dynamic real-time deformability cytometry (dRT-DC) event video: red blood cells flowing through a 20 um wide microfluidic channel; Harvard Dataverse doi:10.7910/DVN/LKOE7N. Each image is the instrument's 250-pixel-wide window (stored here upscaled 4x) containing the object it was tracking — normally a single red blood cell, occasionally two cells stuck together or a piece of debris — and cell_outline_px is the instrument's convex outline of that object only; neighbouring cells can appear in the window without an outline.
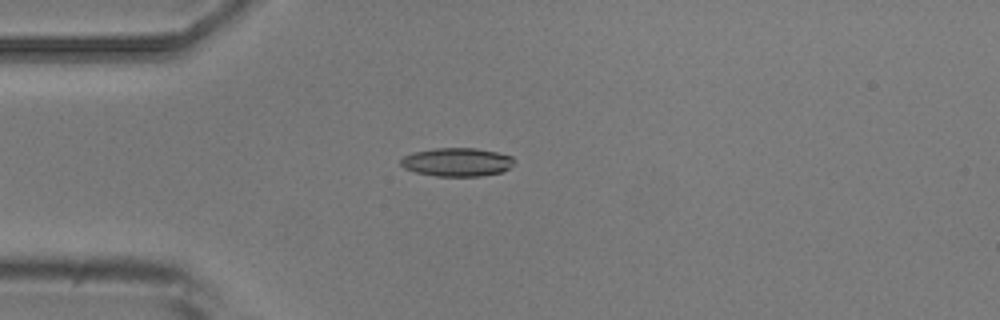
{"species": "common noctule bat (a hibernating species)", "species_latin": "Nyctalus noctula", "temperature_condition": "room temperature", "stored_images_in_passage": 6, "camera_frame_rate_fps": 3000, "um_per_image_px": 0.085, "animal": {"sex": "male", "body_mass_g": 20.5, "forearm_length_mm": 52.5}, "frame": {"image": 1, "passage_image": 5, "time_ms": 4.667, "image_size_px": [1000, 320], "cell_outline_px": [[512, 164], [508, 168], [500, 172], [480, 176], [436, 176], [416, 172], [404, 168], [400, 164], [400, 160], [404, 156], [416, 152], [436, 148], [476, 148], [496, 152], [512, 156]], "centroid_in_image_um": [38.82, 13.78], "position_along_channel_um": 46.2, "area_um2": 18.55}}